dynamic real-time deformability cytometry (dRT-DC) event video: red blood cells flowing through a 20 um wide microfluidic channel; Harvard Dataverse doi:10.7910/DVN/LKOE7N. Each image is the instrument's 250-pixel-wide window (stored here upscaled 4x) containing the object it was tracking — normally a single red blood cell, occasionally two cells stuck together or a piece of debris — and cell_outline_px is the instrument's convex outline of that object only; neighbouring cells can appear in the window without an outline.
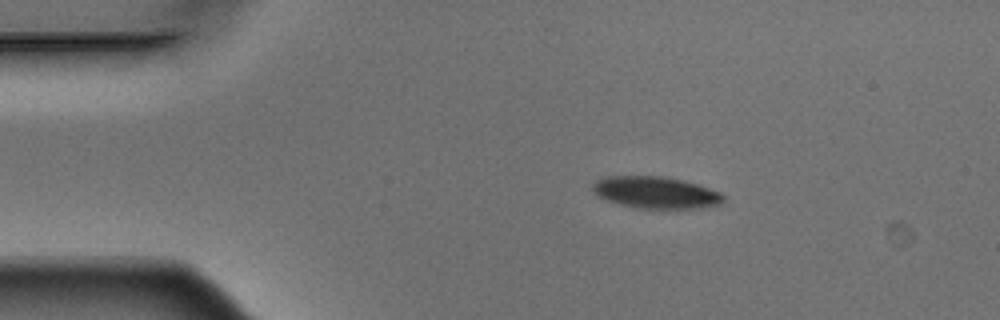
{"species": "Egyptian fruit bat (a non-hibernating species)", "species_latin": "Rousettus aegyptiacus", "temperature_condition": "warm", "stored_images_in_passage": 3, "camera_frame_rate_fps": 3000, "um_per_image_px": 0.085, "animal": {"sex": "male"}, "frame": {"image": 1, "passage_image": 2, "time_ms": 0.333, "image_size_px": [1000, 320], "cell_outline_px": [[724, 200], [720, 204], [700, 208], [632, 208], [604, 200], [596, 196], [592, 188], [592, 184], [596, 180], [604, 176], [664, 176], [684, 180], [720, 192], [724, 196]], "centroid_in_image_um": [55.68, 16.36], "position_along_channel_um": 29.3, "area_um2": 24.51}}